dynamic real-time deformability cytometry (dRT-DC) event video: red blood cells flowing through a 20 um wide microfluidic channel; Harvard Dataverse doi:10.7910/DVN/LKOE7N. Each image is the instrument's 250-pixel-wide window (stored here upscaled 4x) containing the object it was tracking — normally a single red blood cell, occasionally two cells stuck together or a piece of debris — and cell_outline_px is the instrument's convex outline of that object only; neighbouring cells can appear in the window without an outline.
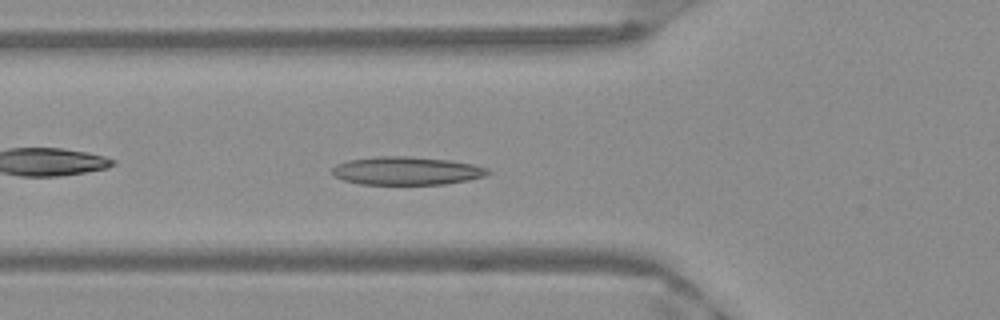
{"species": "Egyptian fruit bat (a non-hibernating species)", "species_latin": "Rousettus aegyptiacus", "temperature_condition": "warm", "stored_images_in_passage": 39, "camera_frame_rate_fps": 3000, "um_per_image_px": 0.085, "frame": {"image": 1, "passage_image": 6, "time_ms": 1.667, "image_size_px": [1000, 320], "cell_outline_px": [[492, 172], [484, 176], [468, 180], [444, 184], [360, 184], [344, 180], [332, 176], [332, 168], [336, 164], [348, 160], [380, 156], [404, 156], [448, 160], [472, 164], [488, 168]], "centroid_in_image_um": [34.54, 14.52], "position_along_channel_um": 91.3, "area_um2": 25.49}}
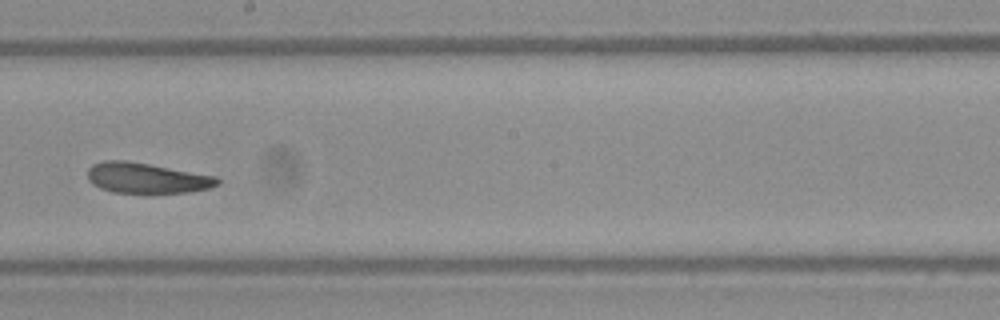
{"frame": {"image": 2, "passage_image": 17, "time_ms": 5.333, "image_size_px": [1000, 320], "cell_outline_px": [[220, 184], [208, 188], [192, 192], [148, 196], [112, 192], [100, 188], [92, 184], [88, 180], [88, 168], [92, 164], [104, 160], [124, 160], [148, 164], [216, 176], [220, 180]], "centroid_in_image_um": [12.46, 15.19], "position_along_channel_um": 235.7, "area_um2": 23.99}}
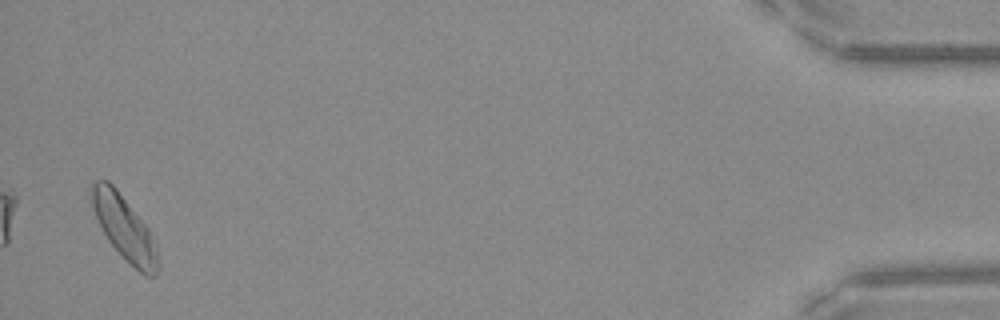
{"frame": {"image": 3, "passage_image": 38, "time_ms": 12.333, "image_size_px": [1000, 320], "cell_outline_px": [[160, 268], [156, 276], [144, 276], [108, 240], [96, 216], [88, 196], [88, 188], [96, 180], [108, 180], [116, 188], [148, 228], [156, 244], [160, 264]], "centroid_in_image_um": [10.57, 19.34], "position_along_channel_um": 424.6, "area_um2": 24.62}, "authors_computed_cell_mechanics": {"area_um2": 23.698, "velocity_mm_per_s": 3.9277, "shape_relaxation_time_tau1_ms": 4.9641, "shape_relaxation_time_tau2_ms": 6.8834, "deformation_change_tau1": 0.1261, "deformation_change_tau2": 0.1552}}